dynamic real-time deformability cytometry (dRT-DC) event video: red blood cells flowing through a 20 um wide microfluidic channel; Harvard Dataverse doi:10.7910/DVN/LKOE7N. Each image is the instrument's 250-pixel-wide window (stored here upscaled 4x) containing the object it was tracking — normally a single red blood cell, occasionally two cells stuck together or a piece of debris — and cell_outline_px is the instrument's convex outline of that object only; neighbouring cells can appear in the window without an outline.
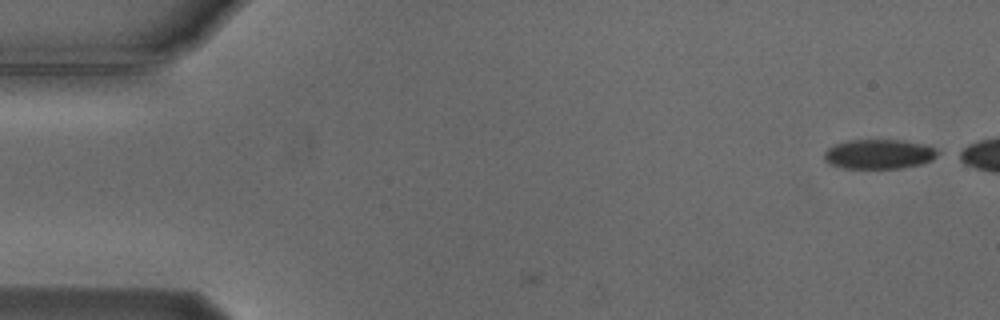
{"species": "Egyptian fruit bat (a non-hibernating species)", "species_latin": "Rousettus aegyptiacus", "temperature_condition": "cold", "stored_images_in_passage": 5, "camera_frame_rate_fps": 3000, "um_per_image_px": 0.085, "animal": {"sex": "male"}, "frame": {"image": 1, "passage_image": 1, "time_ms": 0.0, "image_size_px": [1000, 320], "cell_outline_px": [[936, 156], [932, 160], [920, 164], [900, 168], [844, 168], [828, 164], [824, 160], [824, 152], [828, 148], [836, 144], [848, 140], [896, 140], [920, 144], [932, 148], [936, 152]], "centroid_in_image_um": [74.62, 13.11], "position_along_channel_um": 10.4, "area_um2": 19.19}}